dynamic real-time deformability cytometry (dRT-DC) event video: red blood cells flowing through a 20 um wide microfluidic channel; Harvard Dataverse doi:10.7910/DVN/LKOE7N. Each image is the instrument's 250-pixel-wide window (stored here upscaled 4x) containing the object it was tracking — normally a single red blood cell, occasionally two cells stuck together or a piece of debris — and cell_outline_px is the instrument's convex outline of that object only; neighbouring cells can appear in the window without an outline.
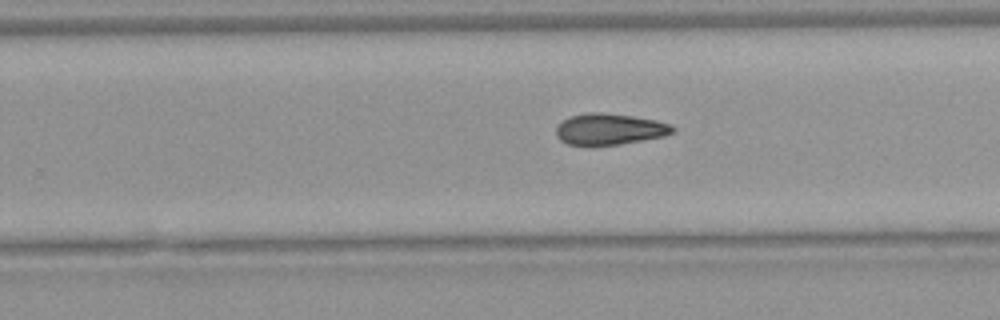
{"species": "Egyptian fruit bat (a non-hibernating species)", "species_latin": "Rousettus aegyptiacus", "temperature_condition": "warm", "stored_images_in_passage": 28, "camera_frame_rate_fps": 3000, "um_per_image_px": 0.085, "animal": {"sex": "female"}, "frame": {"image": 1, "passage_image": 20, "time_ms": 6.333, "image_size_px": [1000, 320], "cell_outline_px": [[676, 132], [664, 136], [620, 144], [592, 148], [568, 144], [560, 140], [556, 136], [556, 128], [568, 116], [584, 112], [600, 112], [632, 116], [656, 120], [672, 124], [676, 128]], "centroid_in_image_um": [51.8, 11.0], "position_along_channel_um": 278.0, "area_um2": 21.91}}